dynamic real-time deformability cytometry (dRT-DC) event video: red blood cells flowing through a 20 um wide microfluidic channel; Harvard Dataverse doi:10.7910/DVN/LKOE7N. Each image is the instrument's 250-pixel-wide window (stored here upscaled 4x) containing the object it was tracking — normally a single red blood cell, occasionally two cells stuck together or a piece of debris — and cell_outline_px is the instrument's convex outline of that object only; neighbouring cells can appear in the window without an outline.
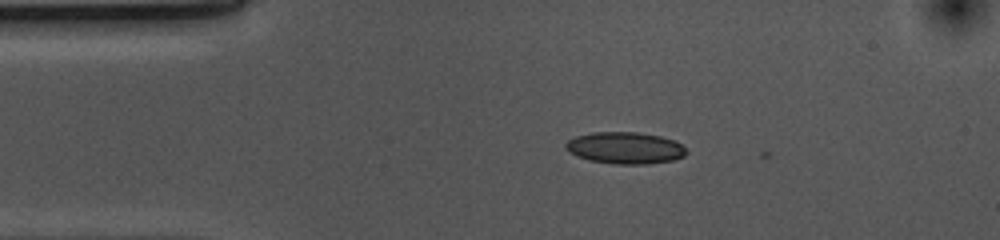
{"species": "common noctule bat (a hibernating species)", "species_latin": "Nyctalus noctula", "temperature_condition": "cold", "stored_images_in_passage": 3, "camera_frame_rate_fps": 3000, "um_per_image_px": 0.085, "animal": {"sex": "female", "body_mass_g": 10.0, "forearm_length_mm": 53.1}, "frame": {"image": 1, "passage_image": 2, "time_ms": 0.333, "image_size_px": [1000, 240], "cell_outline_px": [[688, 152], [684, 156], [676, 160], [648, 164], [612, 164], [588, 160], [576, 156], [568, 152], [564, 148], [564, 144], [568, 140], [576, 136], [592, 132], [636, 132], [660, 136], [676, 140]], "centroid_in_image_um": [53.12, 12.58], "position_along_channel_um": 31.9, "area_um2": 22.66}}